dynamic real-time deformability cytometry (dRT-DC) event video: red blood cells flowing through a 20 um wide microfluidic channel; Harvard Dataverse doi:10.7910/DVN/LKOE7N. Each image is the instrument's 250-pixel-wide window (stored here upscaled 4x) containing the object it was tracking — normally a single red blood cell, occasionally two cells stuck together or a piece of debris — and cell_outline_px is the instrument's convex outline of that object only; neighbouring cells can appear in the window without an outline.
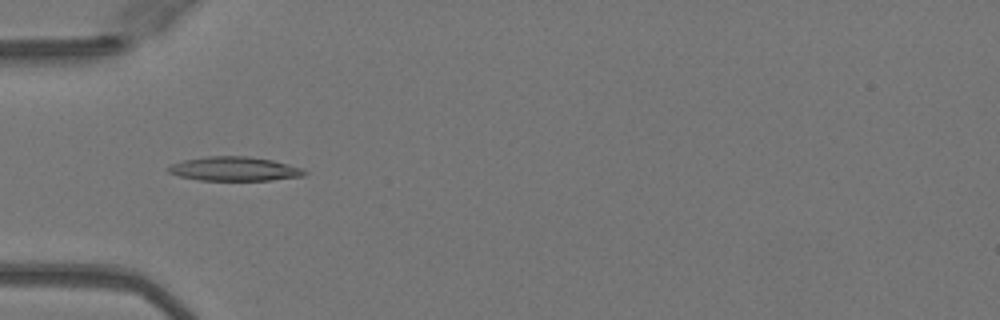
{"species": "Egyptian fruit bat (a non-hibernating species)", "species_latin": "Rousettus aegyptiacus", "temperature_condition": "warm", "stored_images_in_passage": 51, "camera_frame_rate_fps": 3000, "um_per_image_px": 0.085, "animal": {"sex": "female"}, "frame": {"image": 1, "passage_image": 17, "time_ms": 5.333, "image_size_px": [1000, 320], "cell_outline_px": [[308, 172], [304, 176], [272, 180], [200, 180], [180, 176], [168, 172], [164, 168], [172, 164], [184, 160], [208, 156], [248, 156], [272, 160], [304, 168]], "centroid_in_image_um": [19.95, 14.35], "position_along_channel_um": 65.1, "area_um2": 19.19}}
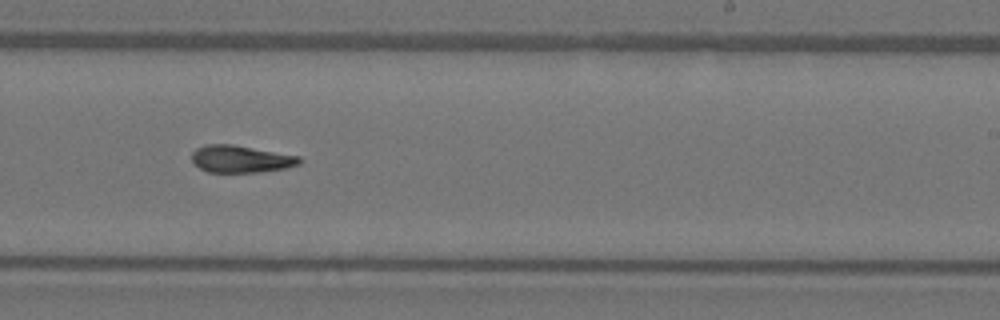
{"frame": {"image": 2, "passage_image": 32, "time_ms": 10.333, "image_size_px": [1000, 320], "cell_outline_px": [[300, 164], [284, 168], [260, 172], [208, 172], [200, 168], [192, 160], [192, 152], [196, 148], [204, 144], [232, 144], [300, 156]], "centroid_in_image_um": [20.45, 13.5], "position_along_channel_um": 268.6, "area_um2": 16.99}}
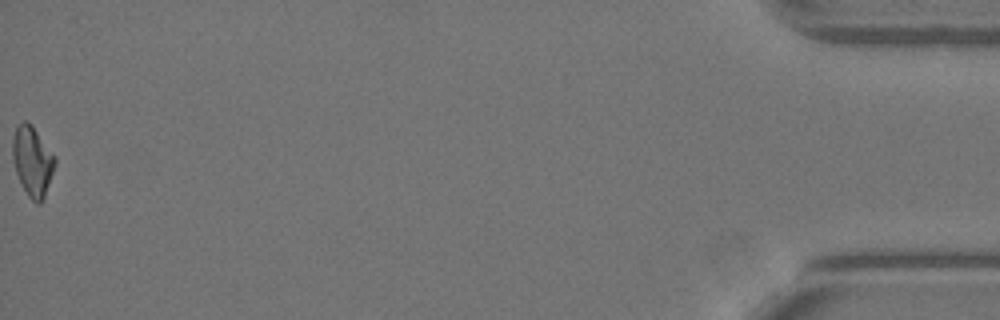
{"frame": {"image": 3, "passage_image": 51, "time_ms": 16.667, "image_size_px": [1000, 320], "cell_outline_px": [[56, 164], [44, 196], [40, 204], [36, 204], [28, 196], [16, 172], [12, 160], [12, 140], [16, 128], [24, 120], [32, 124], [56, 156]], "centroid_in_image_um": [2.77, 13.67], "position_along_channel_um": 432.4, "area_um2": 17.22}, "authors_computed_cell_mechanics": {"area_um2": 17.3978, "velocity_mm_per_s": 4.0912, "shape_relaxation_time_tau1_ms": null, "shape_relaxation_time_tau2_ms": 5.6195, "deformation_change_tau1": null, "deformation_change_tau2": 0.1445}}